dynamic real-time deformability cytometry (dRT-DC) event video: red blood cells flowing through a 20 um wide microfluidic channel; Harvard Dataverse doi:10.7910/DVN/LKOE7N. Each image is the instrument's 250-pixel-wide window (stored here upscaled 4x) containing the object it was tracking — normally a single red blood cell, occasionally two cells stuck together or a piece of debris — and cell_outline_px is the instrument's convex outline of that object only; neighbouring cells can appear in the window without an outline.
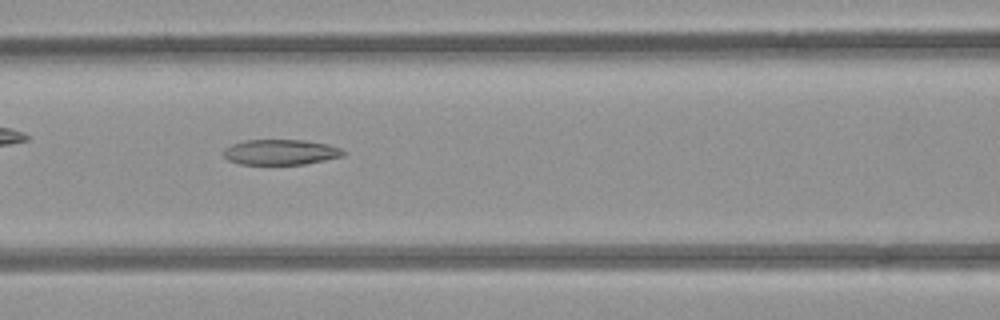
{"species": "common noctule bat (a hibernating species)", "species_latin": "Nyctalus noctula", "temperature_condition": "room temperature", "stored_images_in_passage": 42, "camera_frame_rate_fps": 3000, "um_per_image_px": 0.085, "animal": {"sex": "female", "body_mass_g": 21.9}, "frame": {"image": 1, "passage_image": 12, "time_ms": 3.667, "image_size_px": [1000, 320], "cell_outline_px": [[348, 152], [344, 156], [304, 164], [240, 164], [228, 160], [224, 156], [224, 148], [232, 144], [244, 140], [304, 140], [328, 144], [340, 148]], "centroid_in_image_um": [23.87, 12.93], "position_along_channel_um": 142.7, "area_um2": 17.74}}
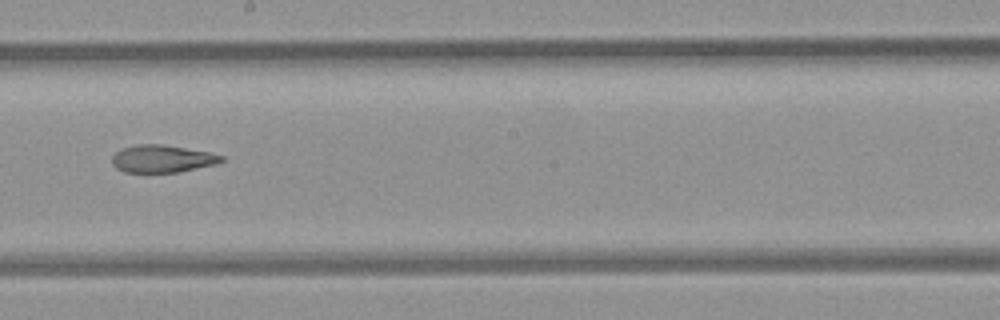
{"frame": {"image": 2, "passage_image": 19, "time_ms": 6.0, "image_size_px": [1000, 320], "cell_outline_px": [[224, 160], [216, 164], [176, 172], [124, 172], [116, 168], [112, 164], [112, 156], [120, 148], [136, 144], [164, 144], [212, 152], [224, 156]], "centroid_in_image_um": [13.78, 13.47], "position_along_channel_um": 234.4, "area_um2": 17.69}}
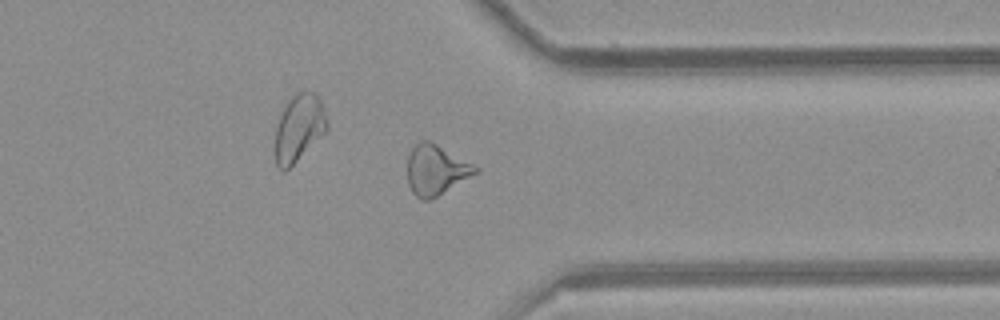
{"frame": {"image": 3, "passage_image": 30, "time_ms": 9.667, "image_size_px": [1000, 320], "cell_outline_px": [[480, 172], [436, 196], [428, 200], [420, 200], [412, 192], [408, 184], [408, 156], [412, 148], [420, 140], [428, 140], [436, 144], [480, 168]], "centroid_in_image_um": [37.05, 14.45], "position_along_channel_um": 374.3, "area_um2": 19.65}, "authors_computed_cell_mechanics": {"area_um2": 19.2185, "velocity_mm_per_s": 3.9267, "shape_relaxation_time_tau1_ms": null, "shape_relaxation_time_tau2_ms": 3.3881, "deformation_change_tau1": null, "deformation_change_tau2": 0.124}}